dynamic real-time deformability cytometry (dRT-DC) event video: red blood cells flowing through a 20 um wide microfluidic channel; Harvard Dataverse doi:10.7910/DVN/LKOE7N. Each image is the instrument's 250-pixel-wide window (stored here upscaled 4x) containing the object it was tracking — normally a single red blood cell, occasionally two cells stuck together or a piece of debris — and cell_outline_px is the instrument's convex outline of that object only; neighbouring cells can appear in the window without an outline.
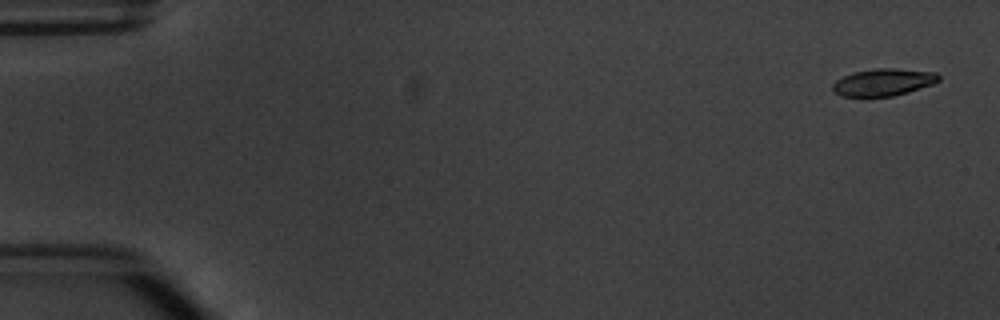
{"species": "common noctule bat (a hibernating species)", "species_latin": "Nyctalus noctula", "temperature_condition": "warm", "stored_images_in_passage": 4, "camera_frame_rate_fps": 3000, "um_per_image_px": 0.085, "animal": {"sex": "male", "body_mass_g": 20.1, "forearm_length_mm": 53.5}, "frame": {"image": 1, "passage_image": 1, "time_ms": 0.0, "image_size_px": [1000, 320], "cell_outline_px": [[940, 80], [932, 84], [908, 92], [892, 96], [840, 96], [832, 88], [832, 84], [836, 80], [844, 76], [856, 72], [876, 68], [896, 68], [936, 72], [940, 76]], "centroid_in_image_um": [75.11, 6.98], "position_along_channel_um": 9.9, "area_um2": 16.65}}